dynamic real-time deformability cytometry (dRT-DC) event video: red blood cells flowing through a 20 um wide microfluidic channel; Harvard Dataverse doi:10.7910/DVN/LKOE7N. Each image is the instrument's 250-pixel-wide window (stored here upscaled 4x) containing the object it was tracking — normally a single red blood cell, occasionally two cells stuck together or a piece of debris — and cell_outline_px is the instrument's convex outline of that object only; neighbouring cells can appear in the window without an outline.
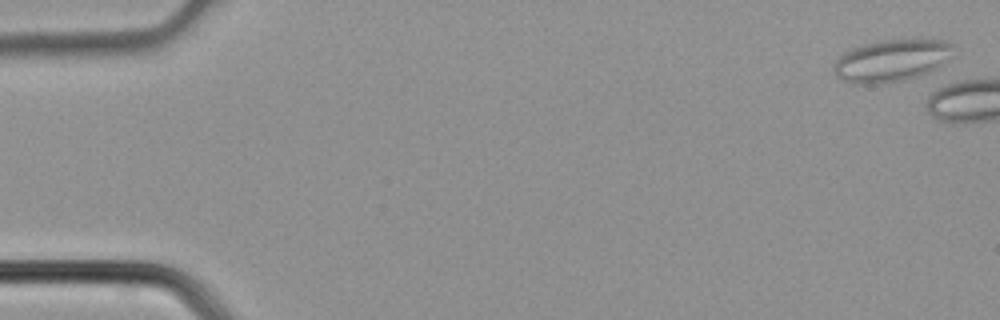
{"species": "common noctule bat (a hibernating species)", "species_latin": "Nyctalus noctula", "temperature_condition": "cold", "stored_images_in_passage": 5, "camera_frame_rate_fps": 3000, "um_per_image_px": 0.085, "animal": {"sex": "male", "body_mass_g": 21.5, "forearm_length_mm": 52.0}, "frame": {"image": 1, "passage_image": 1, "time_ms": 0.0, "image_size_px": [1000, 320], "cell_outline_px": [[956, 44], [952, 56], [936, 68], [928, 72], [904, 80], [876, 84], [852, 84], [836, 76], [832, 68], [836, 60], [844, 52], [852, 48], [864, 44], [880, 40], [948, 40]], "centroid_in_image_um": [75.79, 5.14], "position_along_channel_um": 9.2, "area_um2": 29.42}}